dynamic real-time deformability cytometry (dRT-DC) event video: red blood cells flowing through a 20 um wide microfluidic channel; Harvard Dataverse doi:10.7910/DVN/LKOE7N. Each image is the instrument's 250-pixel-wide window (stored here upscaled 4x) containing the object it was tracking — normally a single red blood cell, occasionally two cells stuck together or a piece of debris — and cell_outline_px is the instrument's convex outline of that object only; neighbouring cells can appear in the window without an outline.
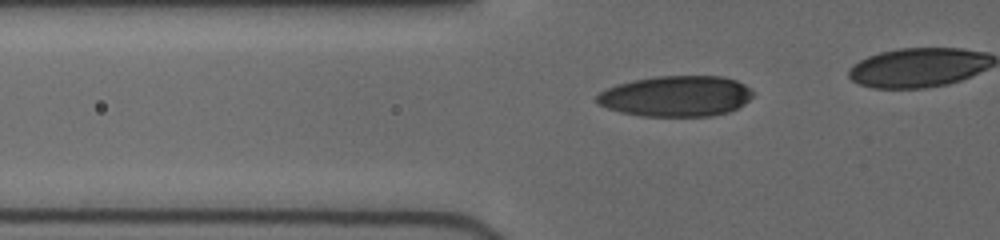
{"species": "human", "species_latin": "Homo sapiens", "temperature_condition": "cold", "stored_images_in_passage": 21, "camera_frame_rate_fps": 3000, "um_per_image_px": 0.085, "donor": {"sex": "female"}, "frame": {"image": 1, "passage_image": 10, "time_ms": 4.0, "image_size_px": [1000, 240], "cell_outline_px": [[752, 96], [744, 104], [728, 112], [712, 116], [640, 116], [620, 112], [608, 108], [600, 104], [596, 100], [596, 96], [600, 92], [616, 84], [632, 80], [656, 76], [724, 76], [736, 80], [744, 84], [752, 92]], "centroid_in_image_um": [57.46, 8.17], "position_along_channel_um": 68.3, "area_um2": 37.05}}
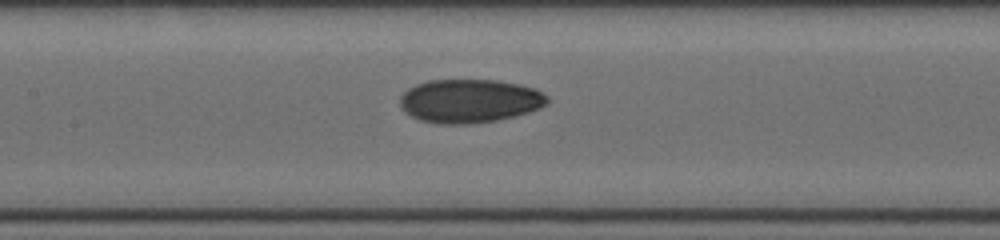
{"frame": {"image": 2, "passage_image": 17, "time_ms": 6.667, "image_size_px": [1000, 240], "cell_outline_px": [[548, 104], [540, 108], [516, 116], [496, 120], [468, 124], [436, 124], [420, 120], [404, 112], [400, 108], [400, 96], [408, 88], [416, 84], [428, 80], [496, 80], [520, 84], [536, 88], [544, 92], [548, 96]], "centroid_in_image_um": [39.93, 8.58], "position_along_channel_um": 167.5, "area_um2": 37.86}}
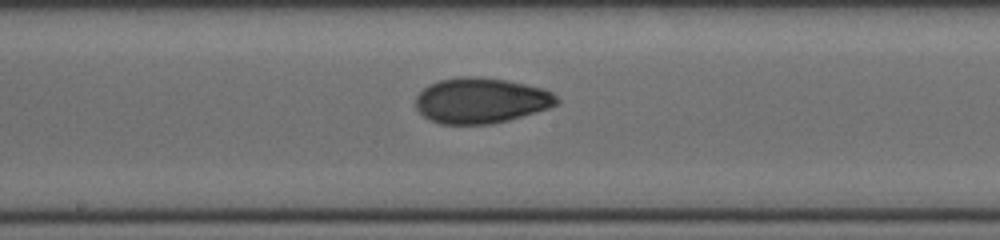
{"frame": {"image": 3, "passage_image": 20, "time_ms": 7.667, "image_size_px": [1000, 240], "cell_outline_px": [[560, 100], [556, 104], [548, 108], [508, 120], [492, 124], [440, 124], [428, 120], [416, 108], [416, 96], [428, 84], [440, 80], [460, 76], [480, 76], [508, 80], [544, 88], [552, 92]], "centroid_in_image_um": [40.87, 8.53], "position_along_channel_um": 207.3, "area_um2": 37.63}}